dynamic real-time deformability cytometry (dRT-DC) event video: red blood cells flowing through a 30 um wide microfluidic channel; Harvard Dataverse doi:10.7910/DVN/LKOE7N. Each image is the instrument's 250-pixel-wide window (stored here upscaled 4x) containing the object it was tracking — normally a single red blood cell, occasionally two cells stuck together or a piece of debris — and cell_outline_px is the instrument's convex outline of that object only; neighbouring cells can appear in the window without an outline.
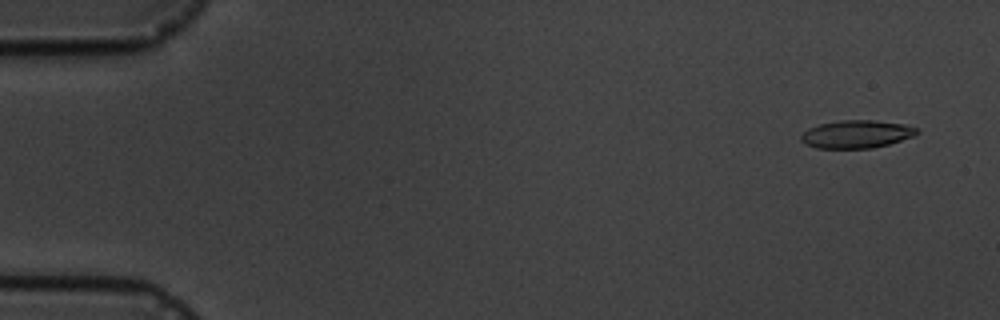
{"species": "common noctule bat (a hibernating species)", "species_latin": "Nyctalus noctula", "temperature_condition": "cold", "stored_images_in_passage": 5, "camera_frame_rate_fps": 3000, "um_per_image_px": 0.085, "animal": {"sex": "male", "body_mass_g": 19.5, "forearm_length_mm": 54.6}, "frame": {"image": 1, "passage_image": 1, "time_ms": 0.0, "image_size_px": [1000, 320], "cell_outline_px": [[920, 132], [912, 136], [888, 144], [872, 148], [816, 148], [800, 140], [800, 136], [808, 128], [820, 124], [840, 120], [872, 120], [904, 124], [916, 128]], "centroid_in_image_um": [72.78, 11.4], "position_along_channel_um": 12.2, "area_um2": 18.61}}
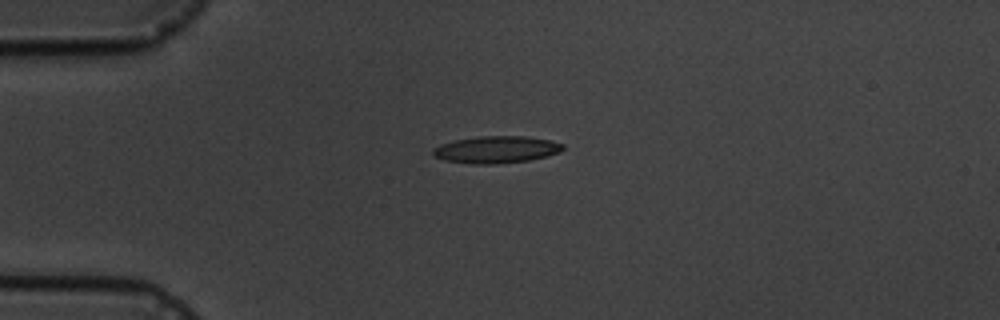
{"frame": {"image": 2, "passage_image": 4, "time_ms": 3.667, "image_size_px": [1000, 320], "cell_outline_px": [[564, 148], [560, 152], [548, 156], [528, 160], [496, 164], [476, 164], [444, 160], [432, 156], [432, 148], [440, 144], [456, 140], [480, 136], [524, 136], [548, 140], [564, 144]], "centroid_in_image_um": [42.16, 12.72], "position_along_channel_um": 42.8, "area_um2": 20.46}}